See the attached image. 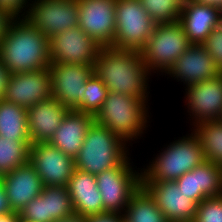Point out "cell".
Wrapping results in <instances>:
<instances>
[{
    "instance_id": "cell-31",
    "label": "cell",
    "mask_w": 222,
    "mask_h": 222,
    "mask_svg": "<svg viewBox=\"0 0 222 222\" xmlns=\"http://www.w3.org/2000/svg\"><path fill=\"white\" fill-rule=\"evenodd\" d=\"M193 222H222V195L201 201Z\"/></svg>"
},
{
    "instance_id": "cell-36",
    "label": "cell",
    "mask_w": 222,
    "mask_h": 222,
    "mask_svg": "<svg viewBox=\"0 0 222 222\" xmlns=\"http://www.w3.org/2000/svg\"><path fill=\"white\" fill-rule=\"evenodd\" d=\"M14 19L15 18L12 17L9 13L0 9V40L7 33V30Z\"/></svg>"
},
{
    "instance_id": "cell-22",
    "label": "cell",
    "mask_w": 222,
    "mask_h": 222,
    "mask_svg": "<svg viewBox=\"0 0 222 222\" xmlns=\"http://www.w3.org/2000/svg\"><path fill=\"white\" fill-rule=\"evenodd\" d=\"M94 121V115L69 110L48 143L75 159Z\"/></svg>"
},
{
    "instance_id": "cell-3",
    "label": "cell",
    "mask_w": 222,
    "mask_h": 222,
    "mask_svg": "<svg viewBox=\"0 0 222 222\" xmlns=\"http://www.w3.org/2000/svg\"><path fill=\"white\" fill-rule=\"evenodd\" d=\"M147 103L123 93L108 91L107 98L94 120L126 143L129 141V144H132L130 141L141 138L148 127L150 117Z\"/></svg>"
},
{
    "instance_id": "cell-7",
    "label": "cell",
    "mask_w": 222,
    "mask_h": 222,
    "mask_svg": "<svg viewBox=\"0 0 222 222\" xmlns=\"http://www.w3.org/2000/svg\"><path fill=\"white\" fill-rule=\"evenodd\" d=\"M155 26L139 0H117L116 32L110 47L141 51Z\"/></svg>"
},
{
    "instance_id": "cell-30",
    "label": "cell",
    "mask_w": 222,
    "mask_h": 222,
    "mask_svg": "<svg viewBox=\"0 0 222 222\" xmlns=\"http://www.w3.org/2000/svg\"><path fill=\"white\" fill-rule=\"evenodd\" d=\"M85 88L83 104L76 111L95 116L107 98L108 89L95 73L88 79Z\"/></svg>"
},
{
    "instance_id": "cell-32",
    "label": "cell",
    "mask_w": 222,
    "mask_h": 222,
    "mask_svg": "<svg viewBox=\"0 0 222 222\" xmlns=\"http://www.w3.org/2000/svg\"><path fill=\"white\" fill-rule=\"evenodd\" d=\"M202 46L209 52L216 67L222 73V17L215 23L212 32L202 43Z\"/></svg>"
},
{
    "instance_id": "cell-16",
    "label": "cell",
    "mask_w": 222,
    "mask_h": 222,
    "mask_svg": "<svg viewBox=\"0 0 222 222\" xmlns=\"http://www.w3.org/2000/svg\"><path fill=\"white\" fill-rule=\"evenodd\" d=\"M187 112L192 126L204 121L219 120L222 115V73L215 78L185 87ZM195 119V120H194Z\"/></svg>"
},
{
    "instance_id": "cell-15",
    "label": "cell",
    "mask_w": 222,
    "mask_h": 222,
    "mask_svg": "<svg viewBox=\"0 0 222 222\" xmlns=\"http://www.w3.org/2000/svg\"><path fill=\"white\" fill-rule=\"evenodd\" d=\"M29 162L44 186L67 187L75 169L74 159L48 142L31 144Z\"/></svg>"
},
{
    "instance_id": "cell-23",
    "label": "cell",
    "mask_w": 222,
    "mask_h": 222,
    "mask_svg": "<svg viewBox=\"0 0 222 222\" xmlns=\"http://www.w3.org/2000/svg\"><path fill=\"white\" fill-rule=\"evenodd\" d=\"M221 17L219 8L185 0L179 22L191 44H202Z\"/></svg>"
},
{
    "instance_id": "cell-17",
    "label": "cell",
    "mask_w": 222,
    "mask_h": 222,
    "mask_svg": "<svg viewBox=\"0 0 222 222\" xmlns=\"http://www.w3.org/2000/svg\"><path fill=\"white\" fill-rule=\"evenodd\" d=\"M20 219L53 222L74 213L68 188L44 186L41 194L28 202L19 212Z\"/></svg>"
},
{
    "instance_id": "cell-24",
    "label": "cell",
    "mask_w": 222,
    "mask_h": 222,
    "mask_svg": "<svg viewBox=\"0 0 222 222\" xmlns=\"http://www.w3.org/2000/svg\"><path fill=\"white\" fill-rule=\"evenodd\" d=\"M67 188L74 213L86 217L103 213V202L97 187L96 175L75 168Z\"/></svg>"
},
{
    "instance_id": "cell-38",
    "label": "cell",
    "mask_w": 222,
    "mask_h": 222,
    "mask_svg": "<svg viewBox=\"0 0 222 222\" xmlns=\"http://www.w3.org/2000/svg\"><path fill=\"white\" fill-rule=\"evenodd\" d=\"M87 217L78 213H73L71 215L65 216L59 220L53 222H86Z\"/></svg>"
},
{
    "instance_id": "cell-39",
    "label": "cell",
    "mask_w": 222,
    "mask_h": 222,
    "mask_svg": "<svg viewBox=\"0 0 222 222\" xmlns=\"http://www.w3.org/2000/svg\"><path fill=\"white\" fill-rule=\"evenodd\" d=\"M20 216L18 212H12L10 214L0 215V222H19Z\"/></svg>"
},
{
    "instance_id": "cell-18",
    "label": "cell",
    "mask_w": 222,
    "mask_h": 222,
    "mask_svg": "<svg viewBox=\"0 0 222 222\" xmlns=\"http://www.w3.org/2000/svg\"><path fill=\"white\" fill-rule=\"evenodd\" d=\"M214 59L202 44H191L165 73L186 87L220 74Z\"/></svg>"
},
{
    "instance_id": "cell-34",
    "label": "cell",
    "mask_w": 222,
    "mask_h": 222,
    "mask_svg": "<svg viewBox=\"0 0 222 222\" xmlns=\"http://www.w3.org/2000/svg\"><path fill=\"white\" fill-rule=\"evenodd\" d=\"M86 222H125V219L121 213L105 212L88 216Z\"/></svg>"
},
{
    "instance_id": "cell-2",
    "label": "cell",
    "mask_w": 222,
    "mask_h": 222,
    "mask_svg": "<svg viewBox=\"0 0 222 222\" xmlns=\"http://www.w3.org/2000/svg\"><path fill=\"white\" fill-rule=\"evenodd\" d=\"M0 61L10 74L50 66V39L26 18H16L0 40Z\"/></svg>"
},
{
    "instance_id": "cell-29",
    "label": "cell",
    "mask_w": 222,
    "mask_h": 222,
    "mask_svg": "<svg viewBox=\"0 0 222 222\" xmlns=\"http://www.w3.org/2000/svg\"><path fill=\"white\" fill-rule=\"evenodd\" d=\"M156 24L179 21L185 0H139Z\"/></svg>"
},
{
    "instance_id": "cell-10",
    "label": "cell",
    "mask_w": 222,
    "mask_h": 222,
    "mask_svg": "<svg viewBox=\"0 0 222 222\" xmlns=\"http://www.w3.org/2000/svg\"><path fill=\"white\" fill-rule=\"evenodd\" d=\"M52 96L69 110L83 104L85 84L94 73V65L50 63Z\"/></svg>"
},
{
    "instance_id": "cell-41",
    "label": "cell",
    "mask_w": 222,
    "mask_h": 222,
    "mask_svg": "<svg viewBox=\"0 0 222 222\" xmlns=\"http://www.w3.org/2000/svg\"><path fill=\"white\" fill-rule=\"evenodd\" d=\"M19 222H38V221H31V220H26V219H20Z\"/></svg>"
},
{
    "instance_id": "cell-9",
    "label": "cell",
    "mask_w": 222,
    "mask_h": 222,
    "mask_svg": "<svg viewBox=\"0 0 222 222\" xmlns=\"http://www.w3.org/2000/svg\"><path fill=\"white\" fill-rule=\"evenodd\" d=\"M25 18L50 39L78 26V0H33Z\"/></svg>"
},
{
    "instance_id": "cell-6",
    "label": "cell",
    "mask_w": 222,
    "mask_h": 222,
    "mask_svg": "<svg viewBox=\"0 0 222 222\" xmlns=\"http://www.w3.org/2000/svg\"><path fill=\"white\" fill-rule=\"evenodd\" d=\"M191 45L181 23L156 24L140 51L147 69L164 74Z\"/></svg>"
},
{
    "instance_id": "cell-37",
    "label": "cell",
    "mask_w": 222,
    "mask_h": 222,
    "mask_svg": "<svg viewBox=\"0 0 222 222\" xmlns=\"http://www.w3.org/2000/svg\"><path fill=\"white\" fill-rule=\"evenodd\" d=\"M9 74H10L9 71L5 68V66L0 61V99H2V96L6 89Z\"/></svg>"
},
{
    "instance_id": "cell-28",
    "label": "cell",
    "mask_w": 222,
    "mask_h": 222,
    "mask_svg": "<svg viewBox=\"0 0 222 222\" xmlns=\"http://www.w3.org/2000/svg\"><path fill=\"white\" fill-rule=\"evenodd\" d=\"M31 144L0 136V177L29 161Z\"/></svg>"
},
{
    "instance_id": "cell-19",
    "label": "cell",
    "mask_w": 222,
    "mask_h": 222,
    "mask_svg": "<svg viewBox=\"0 0 222 222\" xmlns=\"http://www.w3.org/2000/svg\"><path fill=\"white\" fill-rule=\"evenodd\" d=\"M175 182L198 205L207 197L222 195V168L205 160Z\"/></svg>"
},
{
    "instance_id": "cell-1",
    "label": "cell",
    "mask_w": 222,
    "mask_h": 222,
    "mask_svg": "<svg viewBox=\"0 0 222 222\" xmlns=\"http://www.w3.org/2000/svg\"><path fill=\"white\" fill-rule=\"evenodd\" d=\"M94 73L108 91L148 102V79L152 73L147 69L140 51L101 47L94 63Z\"/></svg>"
},
{
    "instance_id": "cell-33",
    "label": "cell",
    "mask_w": 222,
    "mask_h": 222,
    "mask_svg": "<svg viewBox=\"0 0 222 222\" xmlns=\"http://www.w3.org/2000/svg\"><path fill=\"white\" fill-rule=\"evenodd\" d=\"M30 2L32 0H0V9L9 13L15 19L25 18L31 6Z\"/></svg>"
},
{
    "instance_id": "cell-8",
    "label": "cell",
    "mask_w": 222,
    "mask_h": 222,
    "mask_svg": "<svg viewBox=\"0 0 222 222\" xmlns=\"http://www.w3.org/2000/svg\"><path fill=\"white\" fill-rule=\"evenodd\" d=\"M129 158L122 164L96 175L103 213L123 214L133 193L141 186V170H133Z\"/></svg>"
},
{
    "instance_id": "cell-40",
    "label": "cell",
    "mask_w": 222,
    "mask_h": 222,
    "mask_svg": "<svg viewBox=\"0 0 222 222\" xmlns=\"http://www.w3.org/2000/svg\"><path fill=\"white\" fill-rule=\"evenodd\" d=\"M200 4H209L213 7L219 8L222 11V0H188Z\"/></svg>"
},
{
    "instance_id": "cell-26",
    "label": "cell",
    "mask_w": 222,
    "mask_h": 222,
    "mask_svg": "<svg viewBox=\"0 0 222 222\" xmlns=\"http://www.w3.org/2000/svg\"><path fill=\"white\" fill-rule=\"evenodd\" d=\"M123 216L125 222H168L154 199L142 186L131 196Z\"/></svg>"
},
{
    "instance_id": "cell-5",
    "label": "cell",
    "mask_w": 222,
    "mask_h": 222,
    "mask_svg": "<svg viewBox=\"0 0 222 222\" xmlns=\"http://www.w3.org/2000/svg\"><path fill=\"white\" fill-rule=\"evenodd\" d=\"M164 148L146 168H141V175L147 181H176L206 160L199 138L193 131Z\"/></svg>"
},
{
    "instance_id": "cell-20",
    "label": "cell",
    "mask_w": 222,
    "mask_h": 222,
    "mask_svg": "<svg viewBox=\"0 0 222 222\" xmlns=\"http://www.w3.org/2000/svg\"><path fill=\"white\" fill-rule=\"evenodd\" d=\"M1 179L13 212H19L28 202L39 196L44 187L35 167L29 161L1 176Z\"/></svg>"
},
{
    "instance_id": "cell-35",
    "label": "cell",
    "mask_w": 222,
    "mask_h": 222,
    "mask_svg": "<svg viewBox=\"0 0 222 222\" xmlns=\"http://www.w3.org/2000/svg\"><path fill=\"white\" fill-rule=\"evenodd\" d=\"M12 212L6 196V191L3 187V181L0 177V215L10 214Z\"/></svg>"
},
{
    "instance_id": "cell-25",
    "label": "cell",
    "mask_w": 222,
    "mask_h": 222,
    "mask_svg": "<svg viewBox=\"0 0 222 222\" xmlns=\"http://www.w3.org/2000/svg\"><path fill=\"white\" fill-rule=\"evenodd\" d=\"M0 136L31 142L26 108L0 99Z\"/></svg>"
},
{
    "instance_id": "cell-14",
    "label": "cell",
    "mask_w": 222,
    "mask_h": 222,
    "mask_svg": "<svg viewBox=\"0 0 222 222\" xmlns=\"http://www.w3.org/2000/svg\"><path fill=\"white\" fill-rule=\"evenodd\" d=\"M141 186L154 199L168 222H193L197 204L178 187L175 181H147L141 175Z\"/></svg>"
},
{
    "instance_id": "cell-12",
    "label": "cell",
    "mask_w": 222,
    "mask_h": 222,
    "mask_svg": "<svg viewBox=\"0 0 222 222\" xmlns=\"http://www.w3.org/2000/svg\"><path fill=\"white\" fill-rule=\"evenodd\" d=\"M101 46L79 26L50 38L51 63L94 65Z\"/></svg>"
},
{
    "instance_id": "cell-11",
    "label": "cell",
    "mask_w": 222,
    "mask_h": 222,
    "mask_svg": "<svg viewBox=\"0 0 222 222\" xmlns=\"http://www.w3.org/2000/svg\"><path fill=\"white\" fill-rule=\"evenodd\" d=\"M117 0H78V26L101 47L113 44Z\"/></svg>"
},
{
    "instance_id": "cell-21",
    "label": "cell",
    "mask_w": 222,
    "mask_h": 222,
    "mask_svg": "<svg viewBox=\"0 0 222 222\" xmlns=\"http://www.w3.org/2000/svg\"><path fill=\"white\" fill-rule=\"evenodd\" d=\"M68 111L53 97L29 107L27 119L32 144L49 142Z\"/></svg>"
},
{
    "instance_id": "cell-4",
    "label": "cell",
    "mask_w": 222,
    "mask_h": 222,
    "mask_svg": "<svg viewBox=\"0 0 222 222\" xmlns=\"http://www.w3.org/2000/svg\"><path fill=\"white\" fill-rule=\"evenodd\" d=\"M127 143L95 121L90 126L81 149L74 159L75 168L93 175L122 165L129 157Z\"/></svg>"
},
{
    "instance_id": "cell-13",
    "label": "cell",
    "mask_w": 222,
    "mask_h": 222,
    "mask_svg": "<svg viewBox=\"0 0 222 222\" xmlns=\"http://www.w3.org/2000/svg\"><path fill=\"white\" fill-rule=\"evenodd\" d=\"M52 97L50 68L46 67L9 74L2 100L28 109Z\"/></svg>"
},
{
    "instance_id": "cell-27",
    "label": "cell",
    "mask_w": 222,
    "mask_h": 222,
    "mask_svg": "<svg viewBox=\"0 0 222 222\" xmlns=\"http://www.w3.org/2000/svg\"><path fill=\"white\" fill-rule=\"evenodd\" d=\"M192 128L199 138L205 159L222 168V122L204 121Z\"/></svg>"
}]
</instances>
